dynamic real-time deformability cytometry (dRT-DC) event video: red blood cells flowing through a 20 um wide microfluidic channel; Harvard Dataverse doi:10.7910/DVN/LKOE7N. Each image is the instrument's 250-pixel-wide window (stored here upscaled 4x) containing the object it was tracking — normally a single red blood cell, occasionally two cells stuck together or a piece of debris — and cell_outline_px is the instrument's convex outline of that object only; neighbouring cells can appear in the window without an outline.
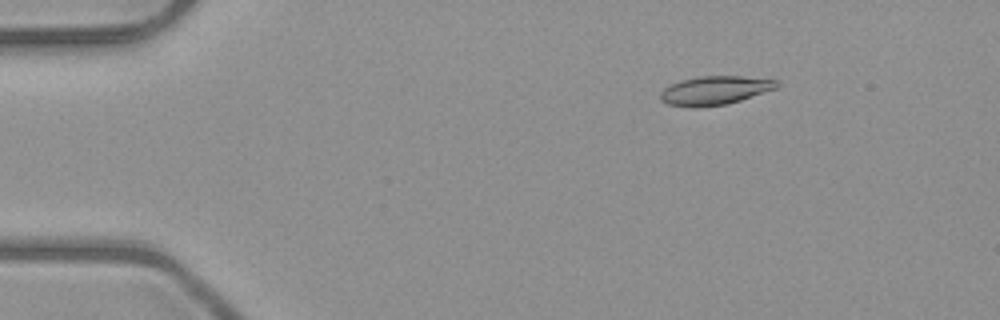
{"species": "common noctule bat (a hibernating species)", "species_latin": "Nyctalus noctula", "temperature_condition": "room temperature", "stored_images_in_passage": 52, "camera_frame_rate_fps": 3000, "um_per_image_px": 0.085, "animal": {"sex": "male", "body_mass_g": 23.1, "forearm_length_mm": 52.7}, "frame": {"image": 1, "passage_image": 8, "time_ms": 2.333, "image_size_px": [1000, 320], "cell_outline_px": [[780, 84], [776, 88], [728, 104], [696, 108], [668, 104], [660, 100], [660, 92], [664, 88], [680, 80], [700, 76], [740, 76], [776, 80]], "centroid_in_image_um": [60.73, 7.69], "position_along_channel_um": 24.3, "area_um2": 19.42}}
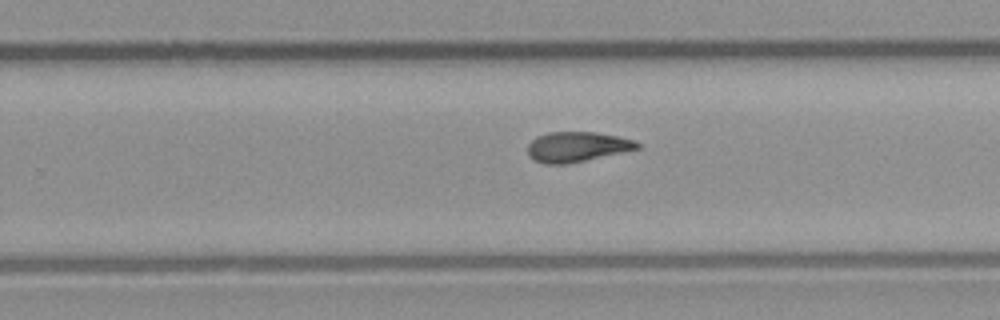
{"frame": {"image": 2, "passage_image": 33, "time_ms": 10.667, "image_size_px": [1000, 320], "cell_outline_px": [[640, 148], [584, 160], [564, 164], [544, 164], [528, 156], [528, 144], [536, 136], [548, 132], [596, 132], [616, 136], [632, 140], [640, 144]], "centroid_in_image_um": [48.99, 12.47], "position_along_channel_um": 280.8, "area_um2": 18.9}}
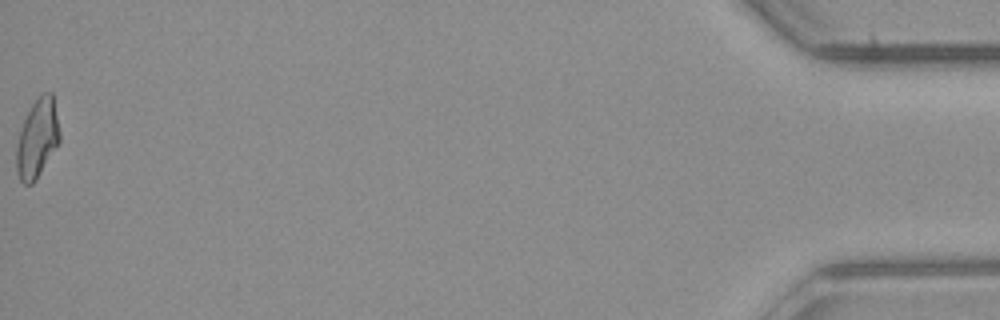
{"frame": {"image": 3, "passage_image": 52, "time_ms": 17.0, "image_size_px": [1000, 320], "cell_outline_px": [[60, 140], [36, 180], [32, 184], [24, 184], [20, 180], [16, 172], [16, 148], [20, 132], [24, 120], [32, 104], [40, 92], [52, 92], [60, 132]], "centroid_in_image_um": [3.17, 11.76], "position_along_channel_um": 432.0, "area_um2": 19.71}, "authors_computed_cell_mechanics": {"area_um2": 19.3052, "velocity_mm_per_s": 4.0346, "shape_relaxation_time_tau1_ms": 8.4225, "shape_relaxation_time_tau2_ms": 3.7663, "deformation_change_tau1": 0.2162, "deformation_change_tau2": 0.1019}}